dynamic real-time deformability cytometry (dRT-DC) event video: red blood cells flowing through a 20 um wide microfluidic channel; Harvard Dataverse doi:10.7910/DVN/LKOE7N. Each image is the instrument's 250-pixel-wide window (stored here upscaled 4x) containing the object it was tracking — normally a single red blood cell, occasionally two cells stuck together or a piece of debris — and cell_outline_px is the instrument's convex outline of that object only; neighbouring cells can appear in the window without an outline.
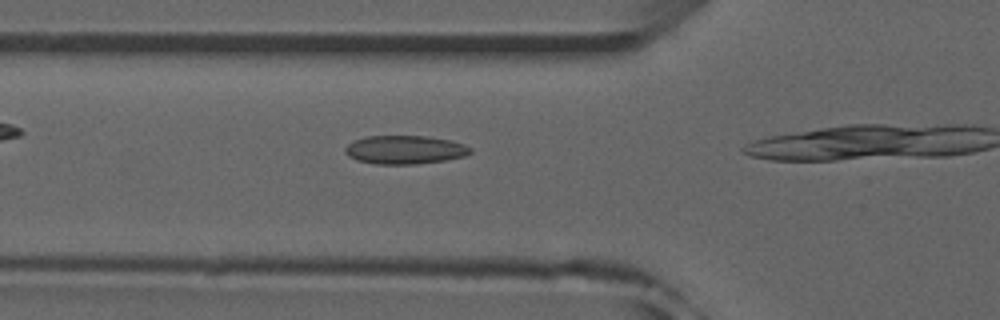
{"species": "common noctule bat (a hibernating species)", "species_latin": "Nyctalus noctula", "temperature_condition": "room temperature", "stored_images_in_passage": 8, "camera_frame_rate_fps": 3000, "um_per_image_px": 0.085, "animal": {"sex": "male", "forearm_length_mm": 52.5}, "frame": {"image": 1, "passage_image": 4, "time_ms": 1.0, "image_size_px": [1000, 320], "cell_outline_px": [[472, 152], [464, 156], [444, 160], [416, 164], [376, 164], [356, 160], [348, 156], [344, 152], [344, 148], [352, 140], [368, 136], [428, 136], [448, 140], [464, 144], [472, 148]], "centroid_in_image_um": [34.38, 12.73], "position_along_channel_um": 91.4, "area_um2": 20.87}}
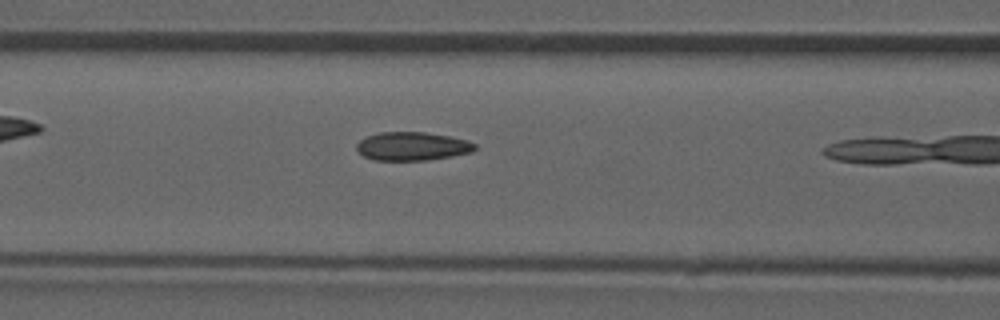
{"frame": {"image": 2, "passage_image": 7, "time_ms": 2.0, "image_size_px": [1000, 320], "cell_outline_px": [[476, 148], [472, 152], [452, 156], [428, 160], [372, 160], [364, 156], [356, 148], [356, 144], [360, 140], [368, 136], [380, 132], [424, 132], [448, 136], [464, 140], [476, 144]], "centroid_in_image_um": [35.03, 12.44], "position_along_channel_um": 131.6, "area_um2": 19.48}}